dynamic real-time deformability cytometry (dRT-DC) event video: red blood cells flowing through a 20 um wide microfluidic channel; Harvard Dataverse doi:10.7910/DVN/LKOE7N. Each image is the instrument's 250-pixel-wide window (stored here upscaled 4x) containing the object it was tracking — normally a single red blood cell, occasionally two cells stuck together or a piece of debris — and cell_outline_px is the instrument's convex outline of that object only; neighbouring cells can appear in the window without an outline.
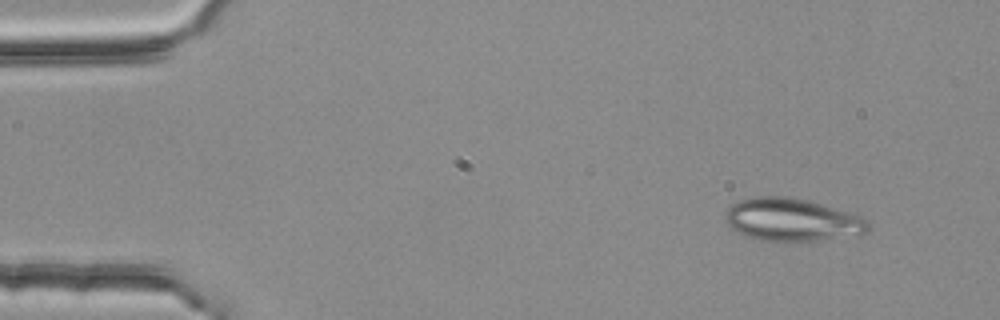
{"species": "common noctule bat (a hibernating species)", "species_latin": "Nyctalus noctula", "temperature_condition": "room temperature", "stored_images_in_passage": 4, "camera_frame_rate_fps": 3000, "um_per_image_px": 0.085, "animal": {"sex": "female", "body_mass_g": 25.1}, "frame": {"image": 1, "passage_image": 1, "time_ms": 0.0, "image_size_px": [1000, 320], "cell_outline_px": [[868, 232], [860, 236], [824, 240], [784, 244], [760, 240], [744, 236], [732, 228], [724, 220], [724, 212], [732, 204], [740, 200], [760, 196], [784, 196], [808, 200], [860, 216], [868, 224]], "centroid_in_image_um": [67.3, 18.73], "position_along_channel_um": 17.7, "area_um2": 36.41}}
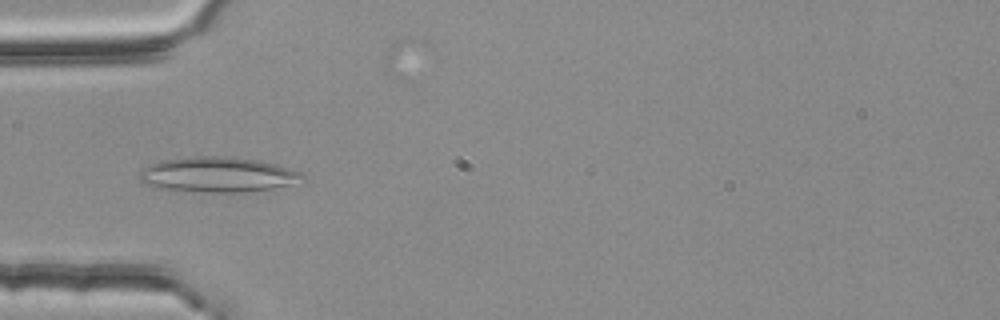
{"frame": {"image": 2, "passage_image": 3, "time_ms": 0.667, "image_size_px": [1000, 320], "cell_outline_px": [[304, 176], [292, 184], [272, 188], [244, 192], [168, 192], [152, 188], [144, 184], [140, 180], [140, 168], [148, 164], [160, 160], [192, 156], [228, 156], [256, 160], [276, 164], [304, 172]], "centroid_in_image_um": [18.38, 14.86], "position_along_channel_um": 66.6, "area_um2": 34.22}}